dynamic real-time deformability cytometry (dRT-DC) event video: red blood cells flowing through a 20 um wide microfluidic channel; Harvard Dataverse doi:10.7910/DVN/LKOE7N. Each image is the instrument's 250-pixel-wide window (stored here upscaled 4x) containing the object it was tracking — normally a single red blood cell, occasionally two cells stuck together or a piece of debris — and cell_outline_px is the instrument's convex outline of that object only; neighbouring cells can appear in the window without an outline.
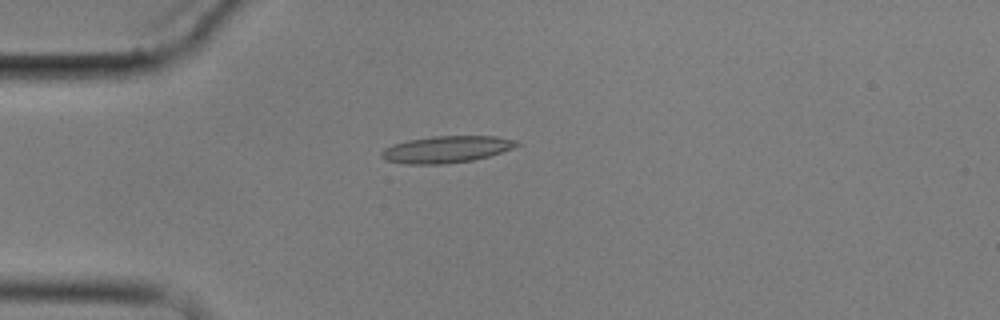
{"species": "common noctule bat (a hibernating species)", "species_latin": "Nyctalus noctula", "temperature_condition": "cold", "stored_images_in_passage": 7, "camera_frame_rate_fps": 3000, "um_per_image_px": 0.085, "animal": {"sex": "male", "body_mass_g": 17.9}, "frame": {"image": 1, "passage_image": 5, "time_ms": 4.667, "image_size_px": [1000, 320], "cell_outline_px": [[524, 144], [488, 156], [472, 160], [444, 164], [404, 164], [384, 160], [380, 156], [380, 152], [384, 148], [392, 144], [408, 140], [432, 136], [496, 136], [516, 140]], "centroid_in_image_um": [37.92, 12.69], "position_along_channel_um": 47.1, "area_um2": 21.27}}
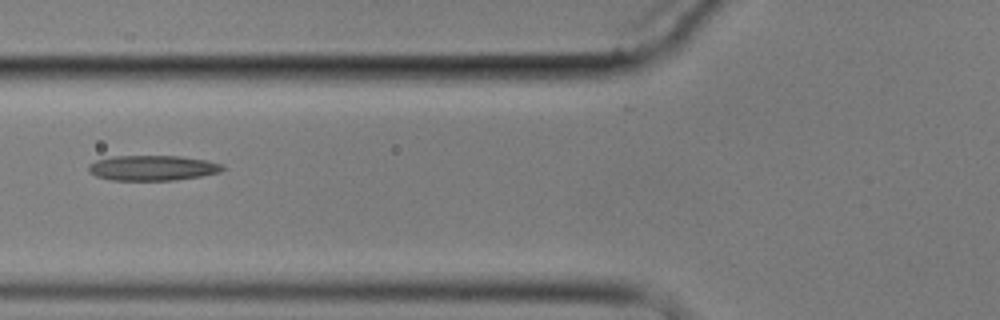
{"frame": {"image": 2, "passage_image": 7, "time_ms": 7.0, "image_size_px": [1000, 320], "cell_outline_px": [[224, 168], [220, 172], [200, 176], [176, 180], [112, 180], [96, 176], [88, 172], [88, 164], [96, 160], [112, 156], [180, 156], [208, 160], [224, 164]], "centroid_in_image_um": [12.96, 14.27], "position_along_channel_um": 112.8, "area_um2": 19.83}}